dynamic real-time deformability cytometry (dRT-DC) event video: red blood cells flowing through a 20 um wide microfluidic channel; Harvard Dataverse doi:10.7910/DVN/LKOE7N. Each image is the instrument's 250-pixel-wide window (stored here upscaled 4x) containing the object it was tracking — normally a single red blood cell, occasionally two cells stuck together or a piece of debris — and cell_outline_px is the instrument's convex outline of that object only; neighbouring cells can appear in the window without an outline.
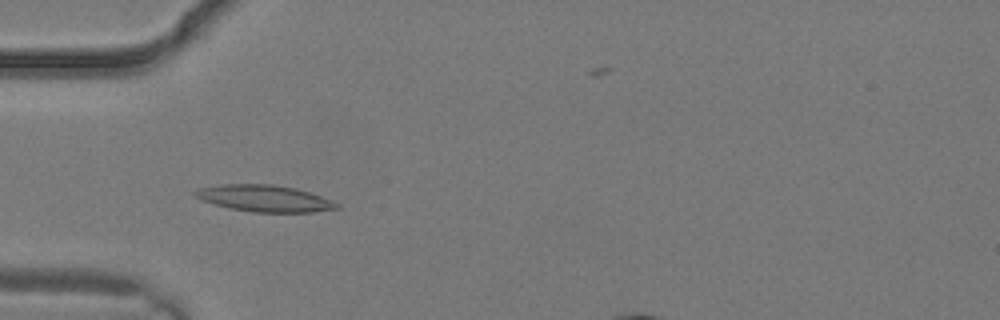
{"species": "common noctule bat (a hibernating species)", "species_latin": "Nyctalus noctula", "temperature_condition": "warm", "stored_images_in_passage": 3, "camera_frame_rate_fps": 3000, "um_per_image_px": 0.085, "animal": {"sex": "male", "body_mass_g": 19.2, "forearm_length_mm": 51.8}, "frame": {"image": 1, "passage_image": 2, "time_ms": 0.333, "image_size_px": [1000, 320], "cell_outline_px": [[340, 208], [312, 212], [256, 212], [228, 208], [192, 196], [192, 192], [196, 188], [220, 184], [272, 184], [292, 188], [308, 192], [332, 200], [340, 204]], "centroid_in_image_um": [22.44, 16.86], "position_along_channel_um": 62.6, "area_um2": 21.91}}